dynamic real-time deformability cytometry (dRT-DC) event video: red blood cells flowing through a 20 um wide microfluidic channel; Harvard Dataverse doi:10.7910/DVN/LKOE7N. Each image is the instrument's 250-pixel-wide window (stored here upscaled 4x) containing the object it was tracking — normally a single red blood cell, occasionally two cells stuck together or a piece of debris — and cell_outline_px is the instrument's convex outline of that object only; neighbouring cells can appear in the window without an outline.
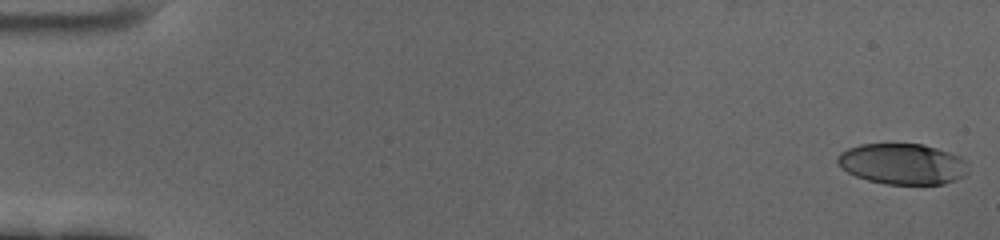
{"species": "human", "species_latin": "Homo sapiens", "temperature_condition": "cold", "stored_images_in_passage": 59, "camera_frame_rate_fps": 3000, "um_per_image_px": 0.085, "donor": {"sex": "female"}, "frame": {"image": 1, "passage_image": 1, "time_ms": 0.0, "image_size_px": [1000, 240], "cell_outline_px": [[968, 172], [964, 176], [956, 180], [944, 184], [884, 184], [868, 180], [856, 176], [840, 168], [836, 164], [836, 156], [840, 152], [848, 148], [860, 144], [924, 144], [960, 156], [968, 164]], "centroid_in_image_um": [76.69, 13.93], "position_along_channel_um": 8.3, "area_um2": 31.39}}
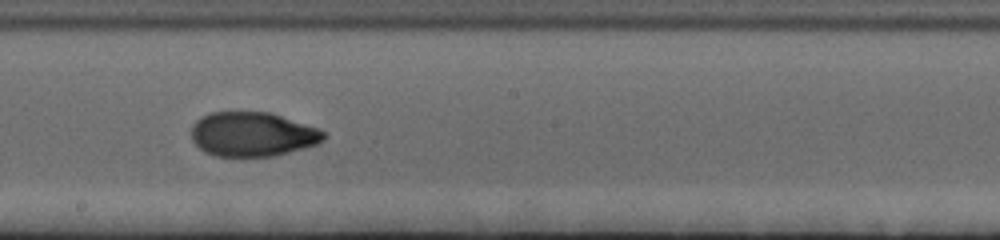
{"frame": {"image": 2, "passage_image": 34, "time_ms": 11.0, "image_size_px": [1000, 240], "cell_outline_px": [[324, 140], [316, 144], [276, 156], [216, 156], [204, 152], [192, 140], [192, 124], [200, 116], [212, 112], [272, 112], [320, 128], [324, 132]], "centroid_in_image_um": [21.46, 11.4], "position_along_channel_um": 226.7, "area_um2": 34.45}}
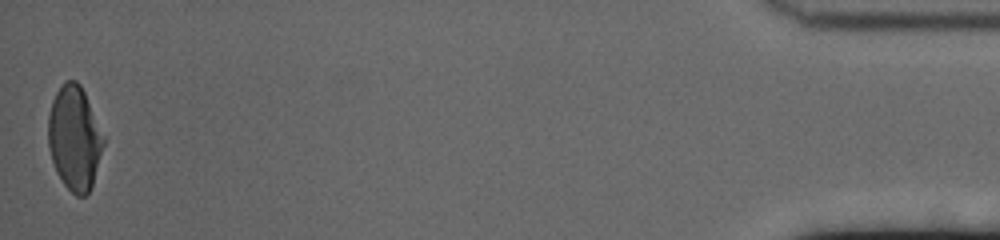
{"frame": {"image": 3, "passage_image": 59, "time_ms": 19.333, "image_size_px": [1000, 240], "cell_outline_px": [[104, 144], [92, 188], [84, 196], [76, 196], [64, 184], [56, 172], [52, 160], [48, 144], [48, 116], [52, 100], [56, 92], [64, 80], [76, 80], [80, 84], [84, 92], [104, 136]], "centroid_in_image_um": [6.32, 11.74], "position_along_channel_um": 428.9, "area_um2": 33.58}, "authors_computed_cell_mechanics": {"area_um2": 33.9864, "velocity_mm_per_s": 3.4506, "shape_relaxation_time_tau1_ms": 6.0663, "shape_relaxation_time_tau2_ms": 2.3895, "deformation_change_tau1": 0.22, "deformation_change_tau2": 0.0411}}